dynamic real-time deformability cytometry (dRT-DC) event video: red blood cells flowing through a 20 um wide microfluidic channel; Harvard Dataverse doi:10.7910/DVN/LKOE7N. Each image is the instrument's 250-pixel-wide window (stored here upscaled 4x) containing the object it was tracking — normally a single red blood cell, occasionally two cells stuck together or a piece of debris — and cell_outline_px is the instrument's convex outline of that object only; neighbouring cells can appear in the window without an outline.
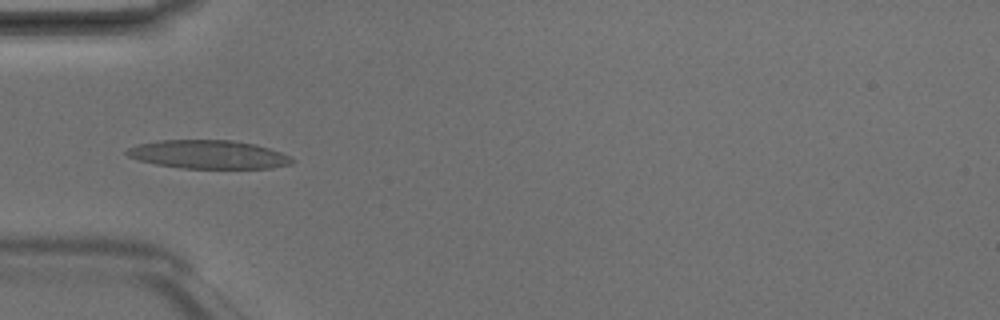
{"species": "Egyptian fruit bat (a non-hibernating species)", "species_latin": "Rousettus aegyptiacus", "temperature_condition": "room temperature", "stored_images_in_passage": 6, "camera_frame_rate_fps": 3000, "um_per_image_px": 0.085, "animal": {"sex": "male"}, "frame": {"image": 1, "passage_image": 5, "time_ms": 1.333, "image_size_px": [1000, 320], "cell_outline_px": [[296, 160], [292, 164], [272, 168], [184, 168], [156, 164], [140, 160], [128, 156], [124, 152], [128, 148], [140, 144], [160, 140], [232, 140], [252, 144], [268, 148], [280, 152]], "centroid_in_image_um": [17.73, 13.13], "position_along_channel_um": 67.3, "area_um2": 27.17}}